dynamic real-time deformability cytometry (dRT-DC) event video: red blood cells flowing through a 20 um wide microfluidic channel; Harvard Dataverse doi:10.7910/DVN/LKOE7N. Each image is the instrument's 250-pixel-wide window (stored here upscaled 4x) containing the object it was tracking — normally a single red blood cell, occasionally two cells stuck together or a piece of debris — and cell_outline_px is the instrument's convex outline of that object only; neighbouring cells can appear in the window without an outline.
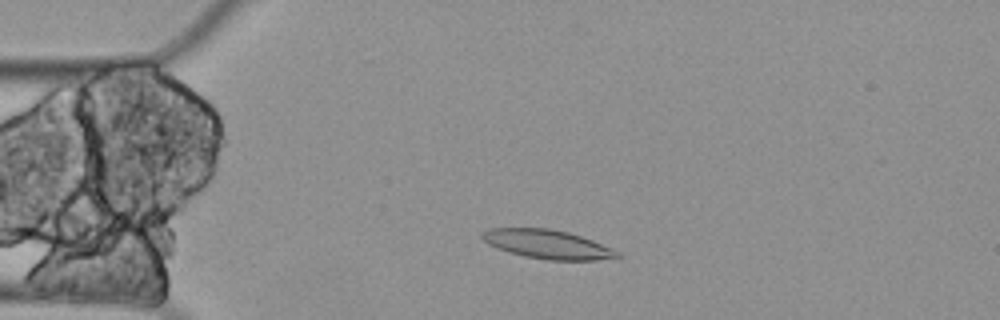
{"species": "Egyptian fruit bat (a non-hibernating species)", "species_latin": "Rousettus aegyptiacus", "temperature_condition": "cold", "stored_images_in_passage": 4, "camera_frame_rate_fps": 3000, "um_per_image_px": 0.085, "animal": {"sex": "female"}, "frame": {"image": 1, "passage_image": 3, "time_ms": 0.667, "image_size_px": [1000, 320], "cell_outline_px": [[624, 256], [620, 260], [548, 260], [524, 256], [508, 252], [496, 248], [488, 244], [480, 236], [480, 232], [488, 228], [548, 228], [568, 232], [592, 240], [612, 248], [620, 252]], "centroid_in_image_um": [46.6, 20.78], "position_along_channel_um": 38.4, "area_um2": 23.24}}